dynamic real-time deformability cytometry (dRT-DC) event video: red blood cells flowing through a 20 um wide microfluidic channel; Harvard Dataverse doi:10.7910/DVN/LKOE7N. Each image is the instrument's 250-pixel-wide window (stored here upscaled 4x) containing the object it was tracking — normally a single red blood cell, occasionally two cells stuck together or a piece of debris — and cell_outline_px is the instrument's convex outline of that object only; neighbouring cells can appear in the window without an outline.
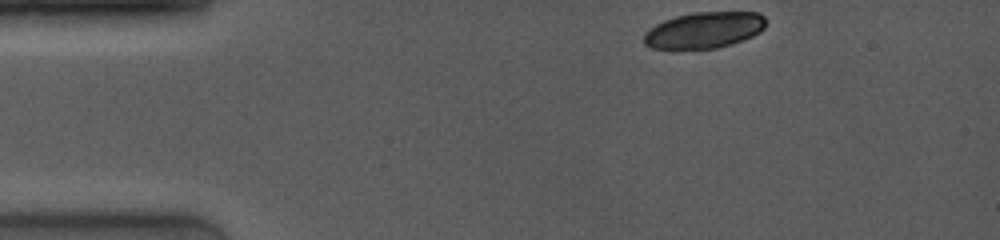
{"species": "common noctule bat (a hibernating species)", "species_latin": "Nyctalus noctula", "temperature_condition": "room temperature", "stored_images_in_passage": 6, "camera_frame_rate_fps": 4000, "um_per_image_px": 0.085, "animal": {"sex": "female", "body_mass_g": 19.0, "forearm_length_mm": 53.3}, "frame": {"image": 1, "passage_image": 1, "time_ms": 0.0, "image_size_px": [1000, 240], "cell_outline_px": [[764, 28], [760, 32], [752, 36], [732, 44], [716, 48], [648, 48], [644, 44], [644, 32], [648, 28], [664, 20], [676, 16], [692, 12], [760, 12], [764, 16]], "centroid_in_image_um": [59.83, 2.55], "position_along_channel_um": 25.2, "area_um2": 25.72}}